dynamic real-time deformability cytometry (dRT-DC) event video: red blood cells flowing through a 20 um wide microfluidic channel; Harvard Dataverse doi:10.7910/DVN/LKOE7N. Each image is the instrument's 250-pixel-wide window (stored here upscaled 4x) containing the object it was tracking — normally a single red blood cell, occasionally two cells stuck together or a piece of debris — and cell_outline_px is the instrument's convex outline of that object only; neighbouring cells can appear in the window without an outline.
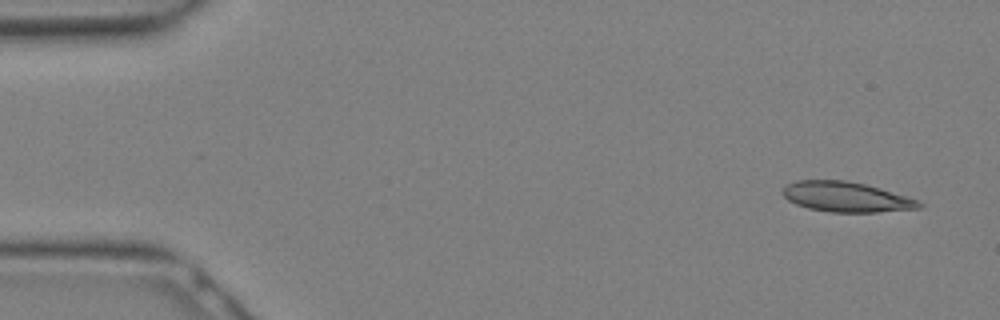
{"species": "Egyptian fruit bat (a non-hibernating species)", "species_latin": "Rousettus aegyptiacus", "temperature_condition": "warm", "stored_images_in_passage": 17, "camera_frame_rate_fps": 3000, "um_per_image_px": 0.085, "animal": {"sex": "female"}, "frame": {"image": 1, "passage_image": 1, "time_ms": 0.0, "image_size_px": [1000, 320], "cell_outline_px": [[924, 204], [920, 208], [876, 212], [828, 212], [808, 208], [796, 204], [788, 200], [780, 192], [788, 184], [796, 180], [844, 180], [864, 184], [880, 188], [908, 196]], "centroid_in_image_um": [71.91, 16.74], "position_along_channel_um": 13.1, "area_um2": 23.87}}
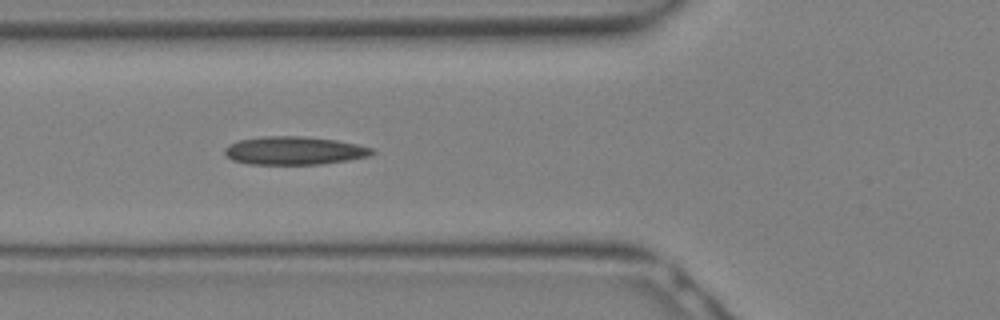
{"frame": {"image": 2, "passage_image": 10, "time_ms": 3.0, "image_size_px": [1000, 320], "cell_outline_px": [[376, 152], [368, 156], [348, 160], [320, 164], [248, 164], [232, 160], [224, 156], [224, 148], [228, 144], [236, 140], [264, 136], [304, 136], [336, 140], [356, 144], [372, 148]], "centroid_in_image_um": [24.95, 12.8], "position_along_channel_um": 100.9, "area_um2": 24.39}}
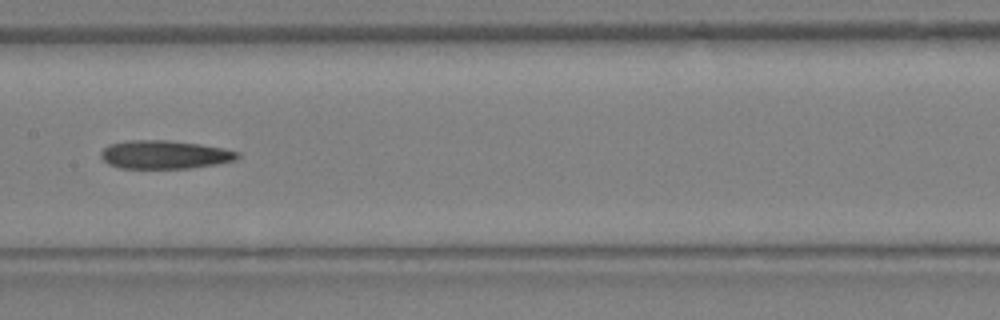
{"frame": {"image": 3, "passage_image": 14, "time_ms": 4.333, "image_size_px": [1000, 320], "cell_outline_px": [[240, 156], [236, 160], [216, 164], [192, 168], [120, 168], [108, 164], [100, 156], [100, 152], [108, 144], [128, 140], [168, 140], [200, 144], [224, 148], [240, 152]], "centroid_in_image_um": [14.0, 13.14], "position_along_channel_um": 193.4, "area_um2": 22.77}}